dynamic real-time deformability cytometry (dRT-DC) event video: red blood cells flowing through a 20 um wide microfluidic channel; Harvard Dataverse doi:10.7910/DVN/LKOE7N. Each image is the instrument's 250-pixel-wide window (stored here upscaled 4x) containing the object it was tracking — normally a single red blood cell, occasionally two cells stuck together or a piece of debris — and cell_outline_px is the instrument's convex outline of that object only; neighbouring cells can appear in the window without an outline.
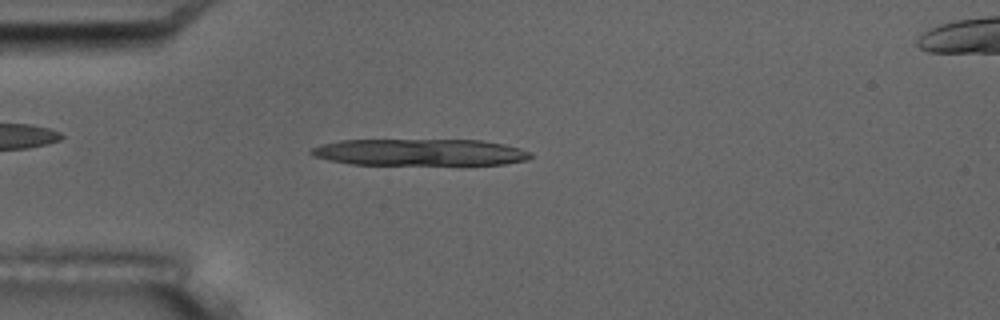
{"species": "common noctule bat (a hibernating species)", "species_latin": "Nyctalus noctula", "temperature_condition": "room temperature", "stored_images_in_passage": 7, "segment_of_instrument_passage": [2, 2], "camera_frame_rate_fps": 3000, "um_per_image_px": 0.085, "animal": {"sex": "male", "body_mass_g": 17.5, "forearm_length_mm": 52.3}, "frame": {"image": 1, "passage_image": 6, "time_ms": 6.0, "image_size_px": [1000, 320], "cell_outline_px": [[532, 156], [528, 160], [504, 164], [352, 164], [328, 160], [312, 156], [308, 152], [312, 148], [320, 144], [340, 140], [480, 140], [504, 144], [520, 148], [532, 152]], "centroid_in_image_um": [35.67, 12.94], "position_along_channel_um": 49.3, "area_um2": 34.16}}